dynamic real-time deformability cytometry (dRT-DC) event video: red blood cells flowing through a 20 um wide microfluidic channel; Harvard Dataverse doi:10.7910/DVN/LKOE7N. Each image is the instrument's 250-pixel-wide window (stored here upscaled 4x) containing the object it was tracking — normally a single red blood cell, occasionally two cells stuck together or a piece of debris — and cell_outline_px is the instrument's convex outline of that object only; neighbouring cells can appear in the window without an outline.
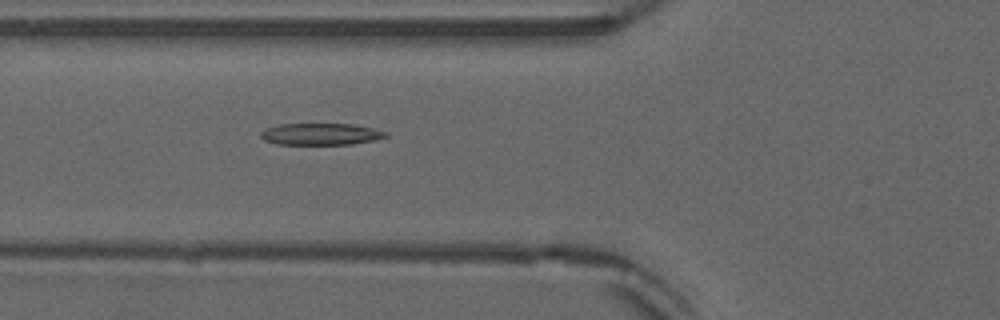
{"species": "common noctule bat (a hibernating species)", "species_latin": "Nyctalus noctula", "temperature_condition": "warm", "stored_images_in_passage": 44, "camera_frame_rate_fps": 3000, "um_per_image_px": 0.085, "animal": {"sex": "male", "forearm_length_mm": 52.5}, "frame": {"image": 1, "passage_image": 11, "time_ms": 3.333, "image_size_px": [1000, 320], "cell_outline_px": [[388, 136], [376, 140], [352, 144], [276, 144], [264, 140], [260, 136], [260, 132], [268, 128], [280, 124], [352, 124], [376, 128], [388, 132]], "centroid_in_image_um": [27.32, 11.4], "position_along_channel_um": 98.5, "area_um2": 15.9}}
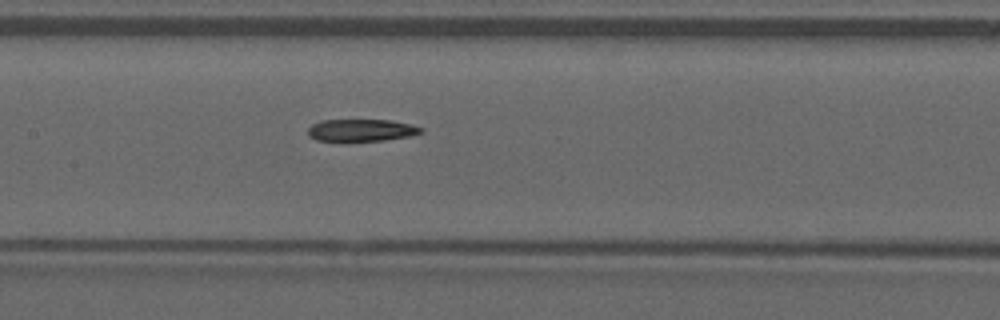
{"frame": {"image": 2, "passage_image": 17, "time_ms": 5.333, "image_size_px": [1000, 320], "cell_outline_px": [[424, 132], [408, 136], [384, 140], [316, 140], [308, 136], [308, 128], [312, 124], [320, 120], [392, 120], [412, 124], [424, 128]], "centroid_in_image_um": [30.74, 11.05], "position_along_channel_um": 176.7, "area_um2": 14.51}}
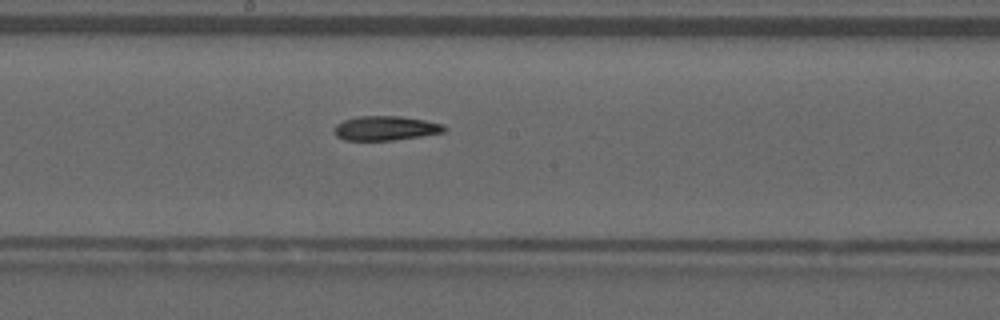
{"frame": {"image": 3, "passage_image": 20, "time_ms": 6.333, "image_size_px": [1000, 320], "cell_outline_px": [[448, 128], [444, 132], [420, 136], [392, 140], [344, 140], [336, 136], [332, 128], [336, 124], [344, 120], [356, 116], [400, 116], [424, 120], [444, 124]], "centroid_in_image_um": [32.75, 10.89], "position_along_channel_um": 215.5, "area_um2": 15.72}, "authors_computed_cell_mechanics": {"area_um2": 15.8083, "velocity_mm_per_s": 3.8823, "shape_relaxation_time_tau1_ms": null, "shape_relaxation_time_tau2_ms": 9.2086, "deformation_change_tau1": null, "deformation_change_tau2": 0.1795}}